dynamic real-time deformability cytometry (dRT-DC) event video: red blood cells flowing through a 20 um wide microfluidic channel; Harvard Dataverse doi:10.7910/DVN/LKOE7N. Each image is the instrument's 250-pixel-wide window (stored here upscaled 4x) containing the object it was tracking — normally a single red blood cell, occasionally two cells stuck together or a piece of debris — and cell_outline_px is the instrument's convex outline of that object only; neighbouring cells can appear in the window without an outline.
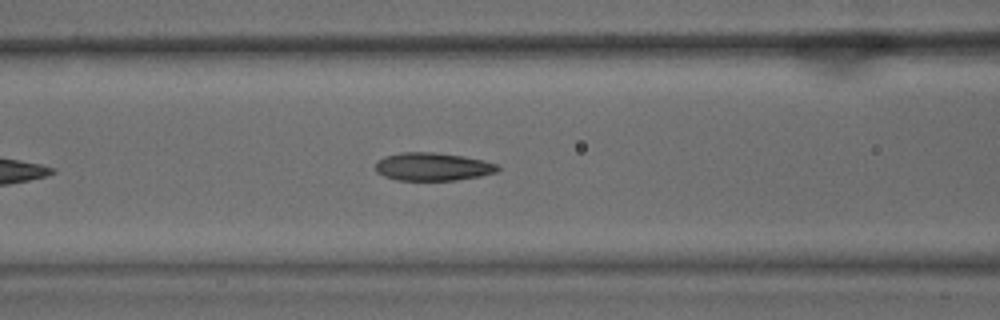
{"species": "common noctule bat (a hibernating species)", "species_latin": "Nyctalus noctula", "temperature_condition": "warm", "stored_images_in_passage": 11, "camera_frame_rate_fps": 3000, "um_per_image_px": 0.085, "animal": {"sex": "male", "body_mass_g": 15.6}, "frame": {"image": 1, "passage_image": 7, "time_ms": 2.0, "image_size_px": [1000, 320], "cell_outline_px": [[500, 168], [496, 172], [480, 176], [456, 180], [396, 180], [384, 176], [376, 172], [376, 160], [384, 156], [400, 152], [432, 152], [464, 156], [484, 160], [500, 164]], "centroid_in_image_um": [36.78, 14.16], "position_along_channel_um": 129.8, "area_um2": 20.17}}